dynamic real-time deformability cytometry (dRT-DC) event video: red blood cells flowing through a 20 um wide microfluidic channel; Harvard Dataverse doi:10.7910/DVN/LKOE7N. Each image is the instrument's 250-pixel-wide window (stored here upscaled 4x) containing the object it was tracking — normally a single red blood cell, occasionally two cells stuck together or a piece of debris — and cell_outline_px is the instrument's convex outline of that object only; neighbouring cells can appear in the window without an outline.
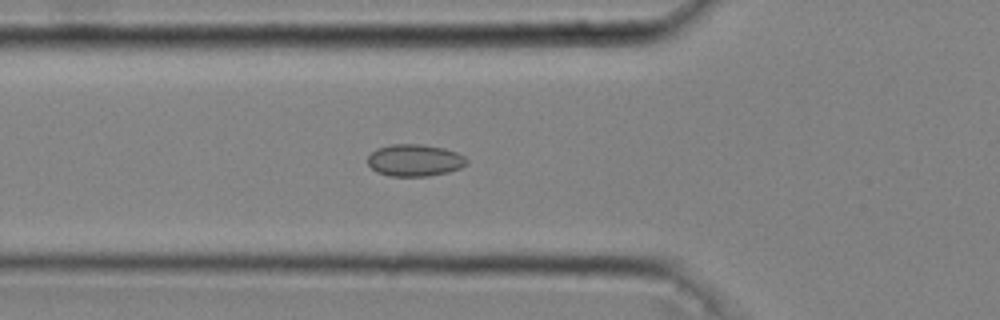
{"species": "common noctule bat (a hibernating species)", "species_latin": "Nyctalus noctula", "temperature_condition": "cold", "stored_images_in_passage": 46, "camera_frame_rate_fps": 3000, "um_per_image_px": 0.085, "animal": {"sex": "male", "body_mass_g": 20.4}, "frame": {"image": 1, "passage_image": 16, "time_ms": 5.0, "image_size_px": [1000, 320], "cell_outline_px": [[468, 164], [460, 168], [448, 172], [428, 176], [388, 176], [376, 172], [368, 164], [368, 156], [376, 148], [392, 144], [420, 144], [444, 148], [456, 152], [464, 156], [468, 160]], "centroid_in_image_um": [35.25, 13.62], "position_along_channel_um": 90.6, "area_um2": 18.55}}
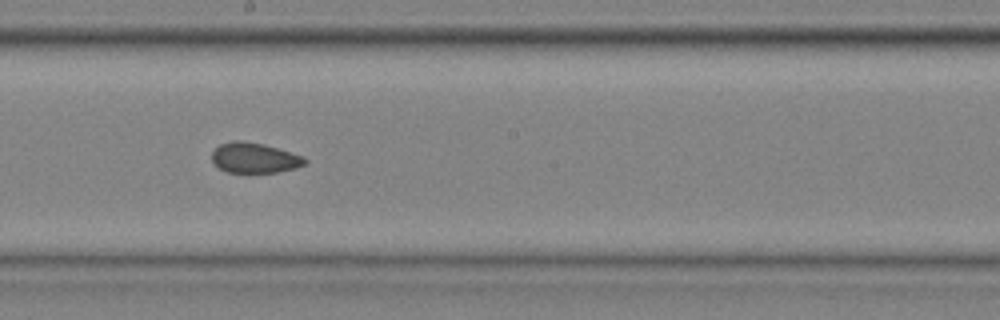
{"frame": {"image": 2, "passage_image": 26, "time_ms": 8.333, "image_size_px": [1000, 320], "cell_outline_px": [[308, 160], [304, 164], [296, 168], [276, 172], [228, 172], [220, 168], [212, 160], [212, 152], [220, 144], [232, 140], [240, 140], [264, 144], [304, 156]], "centroid_in_image_um": [21.64, 13.4], "position_along_channel_um": 226.6, "area_um2": 16.3}}
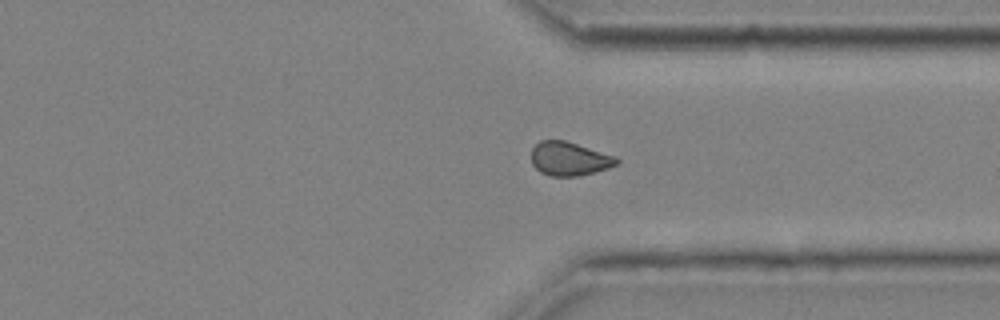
{"frame": {"image": 3, "passage_image": 36, "time_ms": 11.667, "image_size_px": [1000, 320], "cell_outline_px": [[620, 164], [608, 168], [580, 176], [552, 176], [540, 172], [532, 164], [532, 148], [540, 140], [564, 140], [616, 156], [620, 160]], "centroid_in_image_um": [48.42, 13.5], "position_along_channel_um": 363.0, "area_um2": 16.82}, "authors_computed_cell_mechanics": {"area_um2": 17.3111, "velocity_mm_per_s": 4.072, "shape_relaxation_time_tau1_ms": null, "shape_relaxation_time_tau2_ms": 4.0057, "deformation_change_tau1": null, "deformation_change_tau2": 0.0716}}